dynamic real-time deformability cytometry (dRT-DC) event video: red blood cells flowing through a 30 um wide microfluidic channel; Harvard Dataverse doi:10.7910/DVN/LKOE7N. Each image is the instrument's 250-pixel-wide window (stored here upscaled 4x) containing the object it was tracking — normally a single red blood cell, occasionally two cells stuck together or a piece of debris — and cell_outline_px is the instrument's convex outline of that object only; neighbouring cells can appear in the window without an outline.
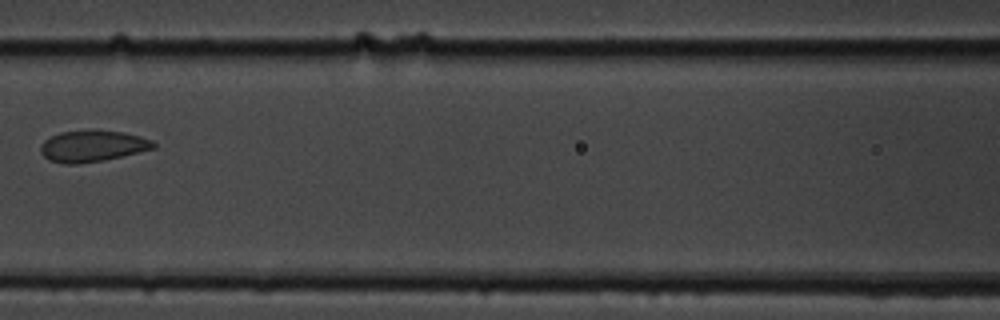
{"species": "common noctule bat (a hibernating species)", "species_latin": "Nyctalus noctula", "temperature_condition": "cold", "stored_images_in_passage": 11, "camera_frame_rate_fps": 3000, "um_per_image_px": 0.085, "animal": {"sex": "male", "body_mass_g": 19.5, "forearm_length_mm": 54.6}, "frame": {"image": 1, "passage_image": 7, "time_ms": 8.0, "image_size_px": [1000, 320], "cell_outline_px": [[156, 148], [104, 160], [80, 164], [64, 164], [48, 160], [40, 152], [40, 144], [44, 140], [60, 132], [92, 128], [96, 128], [124, 132], [140, 136], [152, 140], [156, 144]], "centroid_in_image_um": [7.85, 12.39], "position_along_channel_um": 158.8, "area_um2": 21.21}}
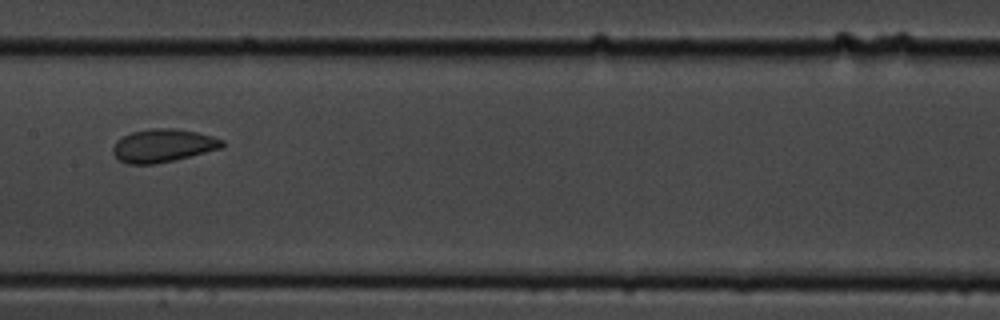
{"frame": {"image": 2, "passage_image": 8, "time_ms": 9.0, "image_size_px": [1000, 320], "cell_outline_px": [[224, 144], [220, 148], [176, 160], [152, 164], [128, 164], [120, 160], [112, 152], [112, 148], [116, 140], [132, 132], [152, 128], [172, 128], [196, 132], [212, 136], [224, 140]], "centroid_in_image_um": [13.84, 12.37], "position_along_channel_um": 193.6, "area_um2": 20.92}}
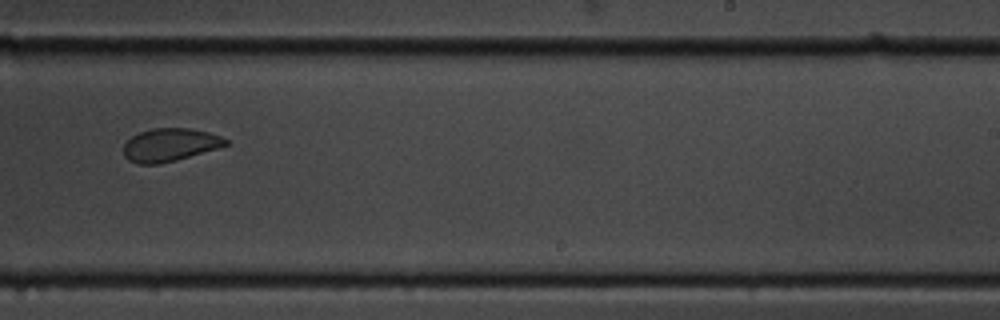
{"frame": {"image": 3, "passage_image": 10, "time_ms": 11.333, "image_size_px": [1000, 320], "cell_outline_px": [[232, 144], [176, 160], [160, 164], [136, 164], [128, 160], [124, 156], [124, 144], [132, 136], [140, 132], [152, 128], [188, 128], [208, 132], [220, 136], [228, 140]], "centroid_in_image_um": [14.45, 12.32], "position_along_channel_um": 274.6, "area_um2": 19.71}}